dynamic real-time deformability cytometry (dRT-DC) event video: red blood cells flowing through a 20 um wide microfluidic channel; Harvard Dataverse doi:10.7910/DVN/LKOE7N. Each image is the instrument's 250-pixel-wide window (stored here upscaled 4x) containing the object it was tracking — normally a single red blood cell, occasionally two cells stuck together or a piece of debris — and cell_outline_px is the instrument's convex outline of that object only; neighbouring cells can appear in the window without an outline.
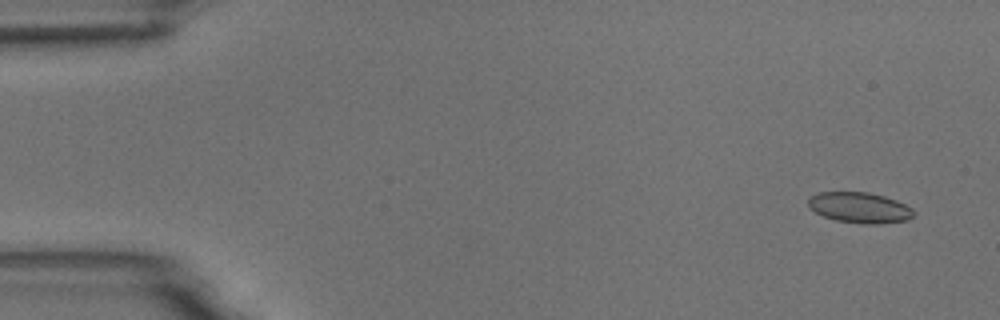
{"species": "common noctule bat (a hibernating species)", "species_latin": "Nyctalus noctula", "temperature_condition": "room temperature", "stored_images_in_passage": 4, "camera_frame_rate_fps": 3000, "um_per_image_px": 0.085, "animal": {"sex": "male", "body_mass_g": 18.8}, "frame": {"image": 1, "passage_image": 1, "time_ms": 0.0, "image_size_px": [1000, 320], "cell_outline_px": [[912, 216], [908, 220], [880, 224], [864, 224], [836, 220], [824, 216], [808, 208], [808, 200], [812, 196], [820, 192], [868, 192], [884, 196], [896, 200], [912, 208]], "centroid_in_image_um": [73.06, 17.65], "position_along_channel_um": 11.9, "area_um2": 18.73}}
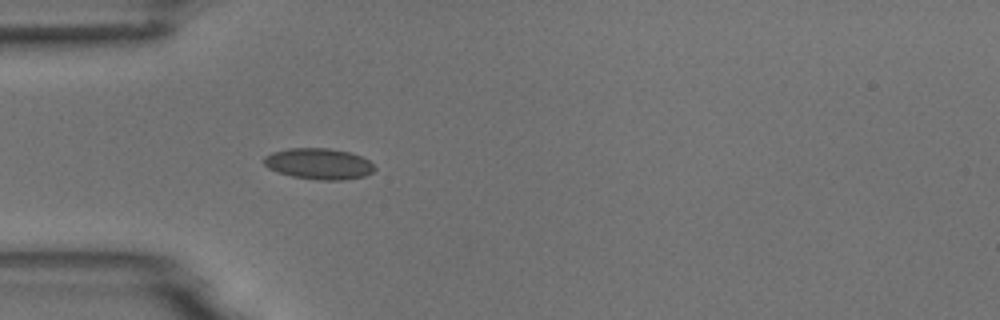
{"frame": {"image": 2, "passage_image": 4, "time_ms": 4.333, "image_size_px": [1000, 320], "cell_outline_px": [[376, 168], [372, 172], [364, 176], [344, 180], [316, 180], [292, 176], [276, 172], [268, 168], [264, 164], [264, 156], [272, 152], [288, 148], [328, 148], [348, 152], [360, 156], [368, 160]], "centroid_in_image_um": [27.07, 13.93], "position_along_channel_um": 57.9, "area_um2": 20.06}}